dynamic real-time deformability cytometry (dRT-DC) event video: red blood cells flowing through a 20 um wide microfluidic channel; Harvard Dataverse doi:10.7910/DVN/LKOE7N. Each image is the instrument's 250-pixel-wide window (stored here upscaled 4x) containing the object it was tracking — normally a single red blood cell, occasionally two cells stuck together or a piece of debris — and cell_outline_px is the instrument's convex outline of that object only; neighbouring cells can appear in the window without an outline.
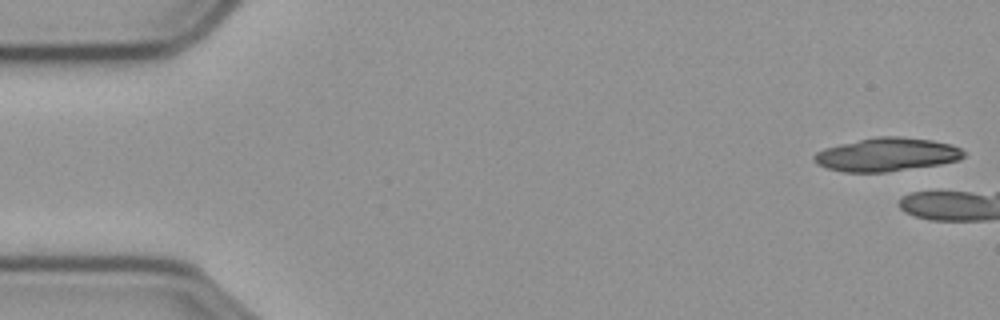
{"species": "common noctule bat (a hibernating species)", "species_latin": "Nyctalus noctula", "temperature_condition": "cold", "stored_images_in_passage": 6, "camera_frame_rate_fps": 3000, "um_per_image_px": 0.085, "animal": {"sex": "male", "body_mass_g": 23.1, "forearm_length_mm": 52.7}, "frame": {"image": 1, "passage_image": 1, "time_ms": 0.0, "image_size_px": [1000, 320], "cell_outline_px": [[964, 156], [960, 160], [940, 164], [888, 172], [844, 172], [828, 168], [816, 164], [812, 160], [812, 156], [816, 152], [824, 148], [840, 144], [876, 136], [900, 136], [932, 140], [952, 144], [960, 148], [964, 152]], "centroid_in_image_um": [75.36, 13.13], "position_along_channel_um": 9.6, "area_um2": 29.3}}